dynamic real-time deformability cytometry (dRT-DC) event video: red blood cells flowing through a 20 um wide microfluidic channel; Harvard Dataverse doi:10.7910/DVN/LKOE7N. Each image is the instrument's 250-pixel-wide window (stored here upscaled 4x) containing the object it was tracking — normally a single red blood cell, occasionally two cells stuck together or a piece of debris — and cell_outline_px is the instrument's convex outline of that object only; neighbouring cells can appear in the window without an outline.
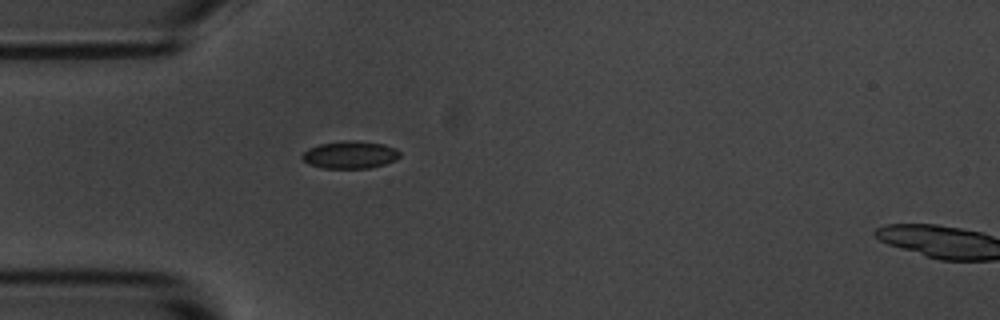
{"species": "common noctule bat (a hibernating species)", "species_latin": "Nyctalus noctula", "temperature_condition": "room temperature", "stored_images_in_passage": 1, "camera_frame_rate_fps": 3000, "um_per_image_px": 0.085, "animal": {"sex": "male", "body_mass_g": 20.1, "forearm_length_mm": 53.5}, "frame": {"image": 1, "passage_image": 1, "time_ms": 0.0, "image_size_px": [1000, 320], "cell_outline_px": [[400, 156], [396, 160], [384, 164], [368, 168], [320, 168], [308, 164], [300, 156], [308, 148], [320, 144], [344, 140], [352, 140], [384, 144], [396, 148], [400, 152]], "centroid_in_image_um": [29.75, 13.15], "position_along_channel_um": 55.3, "area_um2": 15.72}}